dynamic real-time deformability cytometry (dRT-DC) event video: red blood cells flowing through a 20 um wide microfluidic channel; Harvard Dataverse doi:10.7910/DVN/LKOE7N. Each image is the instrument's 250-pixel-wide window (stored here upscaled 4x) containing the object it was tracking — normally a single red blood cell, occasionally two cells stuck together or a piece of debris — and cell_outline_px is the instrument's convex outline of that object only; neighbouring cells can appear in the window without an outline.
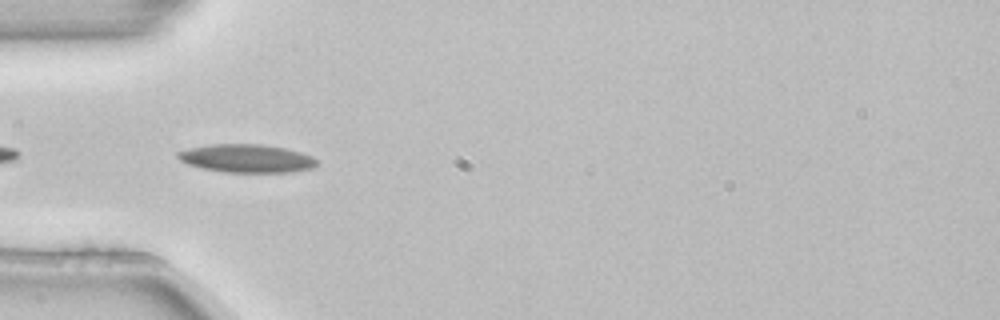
{"species": "common noctule bat (a hibernating species)", "species_latin": "Nyctalus noctula", "temperature_condition": "room temperature", "stored_images_in_passage": 4, "camera_frame_rate_fps": 3000, "um_per_image_px": 0.085, "animal": {"sex": "female", "body_mass_g": 22.7, "forearm_length_mm": 54.2}, "frame": {"image": 1, "passage_image": 3, "time_ms": 0.667, "image_size_px": [1000, 320], "cell_outline_px": [[316, 164], [312, 168], [292, 172], [224, 172], [204, 168], [188, 164], [180, 160], [176, 156], [176, 152], [188, 148], [208, 144], [264, 144], [284, 148], [300, 152], [312, 156], [316, 160]], "centroid_in_image_um": [20.94, 13.45], "position_along_channel_um": 64.1, "area_um2": 22.83}}